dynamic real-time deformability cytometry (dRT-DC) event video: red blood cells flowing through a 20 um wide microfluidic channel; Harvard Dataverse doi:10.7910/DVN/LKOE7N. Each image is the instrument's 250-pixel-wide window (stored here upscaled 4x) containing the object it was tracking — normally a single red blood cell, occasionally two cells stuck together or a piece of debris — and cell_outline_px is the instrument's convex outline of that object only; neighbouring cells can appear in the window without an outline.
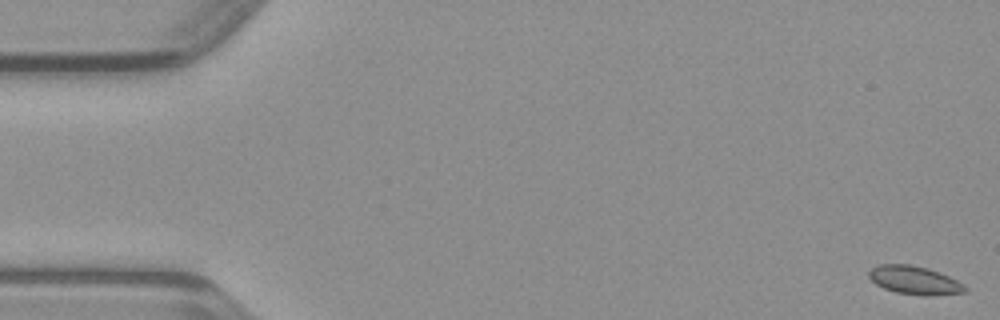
{"species": "common noctule bat (a hibernating species)", "species_latin": "Nyctalus noctula", "temperature_condition": "warm", "stored_images_in_passage": 42, "camera_frame_rate_fps": 3000, "um_per_image_px": 0.085, "animal": {"sex": "male", "body_mass_g": 23.1, "forearm_length_mm": 52.7}, "frame": {"image": 1, "passage_image": 1, "time_ms": 0.0, "image_size_px": [1000, 320], "cell_outline_px": [[968, 288], [964, 292], [932, 296], [924, 296], [896, 292], [884, 288], [876, 284], [868, 276], [868, 272], [872, 268], [880, 264], [908, 264], [928, 268], [940, 272], [964, 284]], "centroid_in_image_um": [77.75, 23.82], "position_along_channel_um": 7.3, "area_um2": 15.9}}
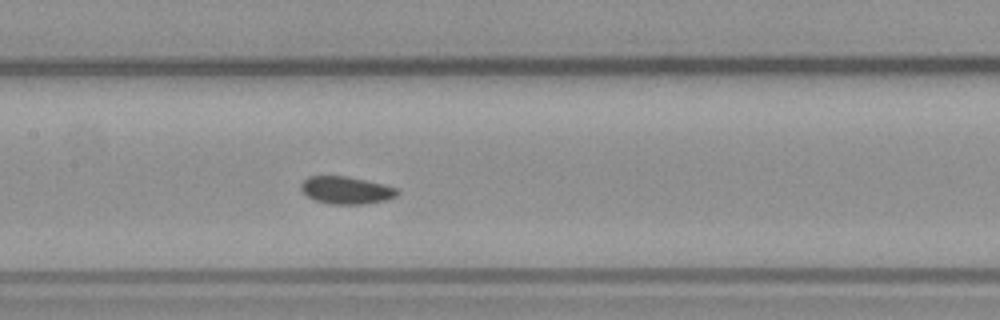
{"frame": {"image": 2, "passage_image": 23, "time_ms": 7.333, "image_size_px": [1000, 320], "cell_outline_px": [[400, 192], [396, 196], [388, 200], [364, 204], [328, 204], [316, 200], [308, 196], [300, 188], [300, 184], [308, 176], [348, 176], [384, 184], [396, 188]], "centroid_in_image_um": [29.45, 16.17], "position_along_channel_um": 178.0, "area_um2": 15.49}}
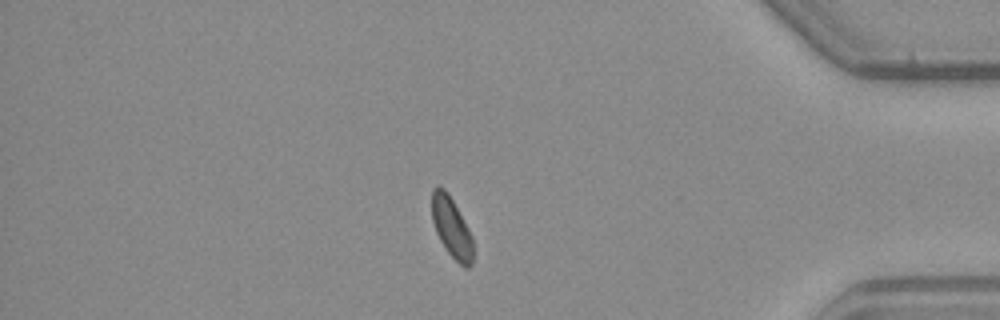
{"frame": {"image": 3, "passage_image": 41, "time_ms": 13.333, "image_size_px": [1000, 320], "cell_outline_px": [[472, 264], [468, 268], [464, 268], [448, 252], [440, 240], [436, 232], [432, 220], [432, 188], [436, 184], [440, 184], [448, 192], [468, 228], [472, 236]], "centroid_in_image_um": [38.36, 19.29], "position_along_channel_um": 396.8, "area_um2": 14.45}}